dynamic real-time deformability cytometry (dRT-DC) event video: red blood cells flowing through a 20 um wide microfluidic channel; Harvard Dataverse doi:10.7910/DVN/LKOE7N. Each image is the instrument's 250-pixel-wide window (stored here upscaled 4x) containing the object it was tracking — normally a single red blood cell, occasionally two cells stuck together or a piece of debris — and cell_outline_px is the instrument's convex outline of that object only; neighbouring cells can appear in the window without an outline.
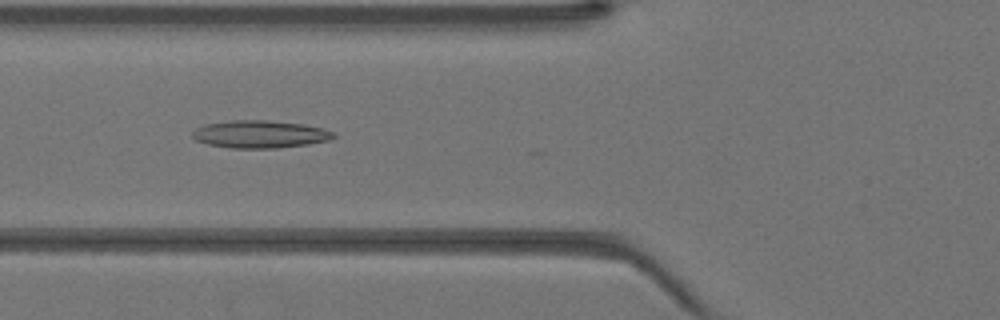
{"species": "Egyptian fruit bat (a non-hibernating species)", "species_latin": "Rousettus aegyptiacus", "temperature_condition": "warm", "stored_images_in_passage": 32, "camera_frame_rate_fps": 3000, "um_per_image_px": 0.085, "animal": {"sex": "female"}, "frame": {"image": 1, "passage_image": 5, "time_ms": 1.333, "image_size_px": [1000, 320], "cell_outline_px": [[336, 136], [332, 140], [308, 144], [276, 148], [232, 148], [208, 144], [196, 140], [192, 136], [192, 132], [196, 128], [204, 124], [228, 120], [264, 120], [304, 124], [324, 128], [336, 132]], "centroid_in_image_um": [22.13, 11.4], "position_along_channel_um": 103.7, "area_um2": 22.89}}
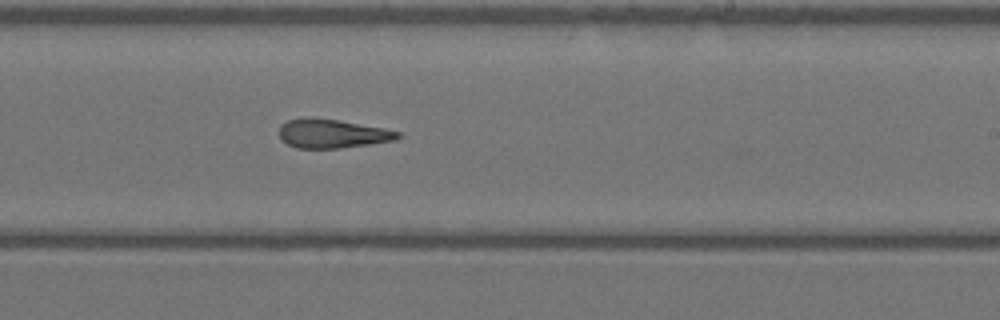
{"frame": {"image": 2, "passage_image": 15, "time_ms": 4.667, "image_size_px": [1000, 320], "cell_outline_px": [[400, 136], [392, 140], [368, 144], [340, 148], [296, 148], [288, 144], [280, 136], [280, 124], [288, 120], [336, 120], [384, 128], [400, 132]], "centroid_in_image_um": [28.26, 11.39], "position_along_channel_um": 260.7, "area_um2": 19.02}}
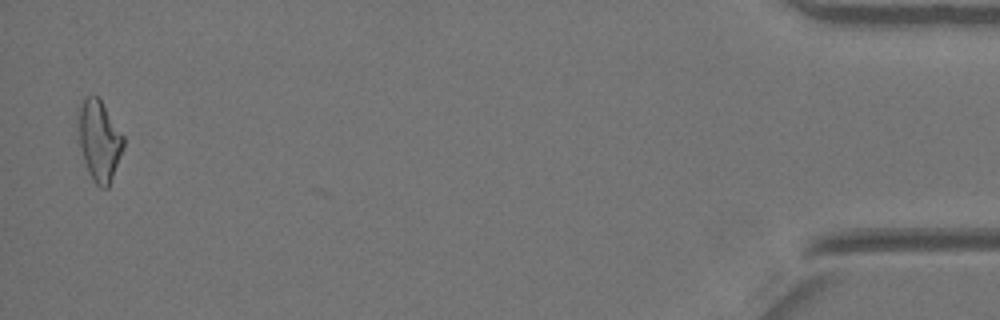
{"frame": {"image": 3, "passage_image": 31, "time_ms": 10.0, "image_size_px": [1000, 320], "cell_outline_px": [[124, 148], [108, 188], [100, 188], [96, 184], [88, 172], [80, 148], [76, 112], [76, 108], [84, 96], [96, 96], [100, 100], [124, 136]], "centroid_in_image_um": [8.4, 11.92], "position_along_channel_um": 426.8, "area_um2": 21.44}}